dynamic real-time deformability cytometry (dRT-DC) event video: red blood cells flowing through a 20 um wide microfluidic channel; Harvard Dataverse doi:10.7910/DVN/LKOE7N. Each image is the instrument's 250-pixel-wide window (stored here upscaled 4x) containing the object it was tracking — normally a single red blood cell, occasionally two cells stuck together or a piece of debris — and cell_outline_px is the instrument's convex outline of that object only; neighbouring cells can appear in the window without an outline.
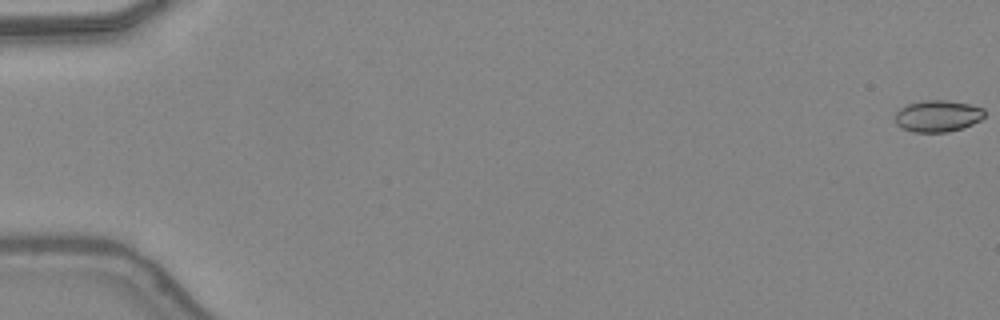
{"species": "common noctule bat (a hibernating species)", "species_latin": "Nyctalus noctula", "temperature_condition": "warm", "stored_images_in_passage": 45, "camera_frame_rate_fps": 3000, "um_per_image_px": 0.085, "animal": {"sex": "female", "body_mass_g": 24.6, "forearm_length_mm": 56.2}, "frame": {"image": 1, "passage_image": 1, "time_ms": 0.0, "image_size_px": [1000, 320], "cell_outline_px": [[984, 116], [980, 120], [964, 128], [948, 132], [912, 132], [896, 124], [896, 112], [900, 108], [908, 104], [924, 100], [948, 100], [968, 104], [984, 108]], "centroid_in_image_um": [79.72, 9.86], "position_along_channel_um": 5.3, "area_um2": 16.47}}
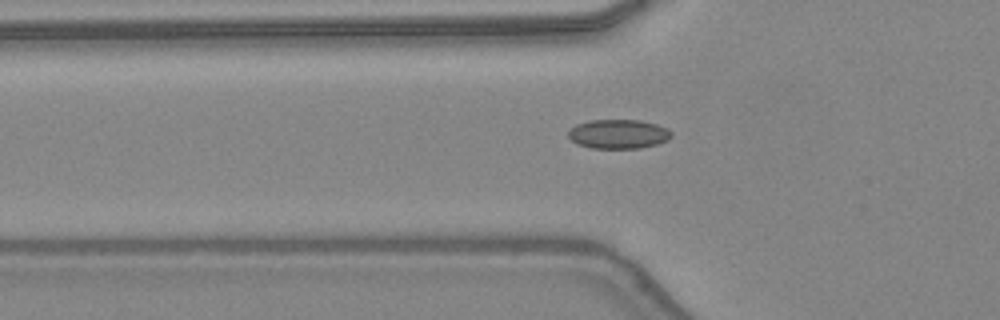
{"frame": {"image": 2, "passage_image": 18, "time_ms": 5.667, "image_size_px": [1000, 320], "cell_outline_px": [[672, 136], [668, 140], [656, 144], [640, 148], [592, 148], [576, 144], [568, 136], [568, 132], [576, 124], [588, 120], [640, 120], [656, 124], [668, 128], [672, 132]], "centroid_in_image_um": [52.57, 11.39], "position_along_channel_um": 73.2, "area_um2": 17.63}}
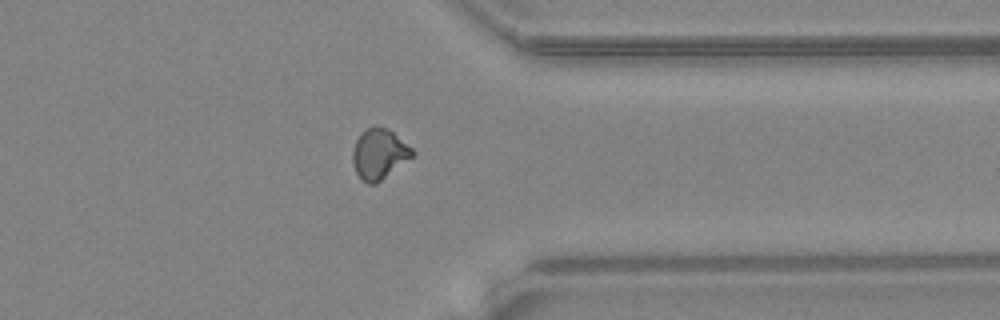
{"frame": {"image": 3, "passage_image": 39, "time_ms": 12.667, "image_size_px": [1000, 320], "cell_outline_px": [[416, 152], [412, 156], [376, 184], [368, 184], [360, 180], [356, 172], [352, 160], [352, 148], [360, 132], [368, 128], [388, 128], [412, 148]], "centroid_in_image_um": [32.19, 13.1], "position_along_channel_um": 379.2, "area_um2": 17.34}, "authors_computed_cell_mechanics": {"area_um2": 16.7042, "velocity_mm_per_s": 4.4321, "shape_relaxation_time_tau1_ms": null, "shape_relaxation_time_tau2_ms": 1.2065, "deformation_change_tau1": null, "deformation_change_tau2": 0.0495}}